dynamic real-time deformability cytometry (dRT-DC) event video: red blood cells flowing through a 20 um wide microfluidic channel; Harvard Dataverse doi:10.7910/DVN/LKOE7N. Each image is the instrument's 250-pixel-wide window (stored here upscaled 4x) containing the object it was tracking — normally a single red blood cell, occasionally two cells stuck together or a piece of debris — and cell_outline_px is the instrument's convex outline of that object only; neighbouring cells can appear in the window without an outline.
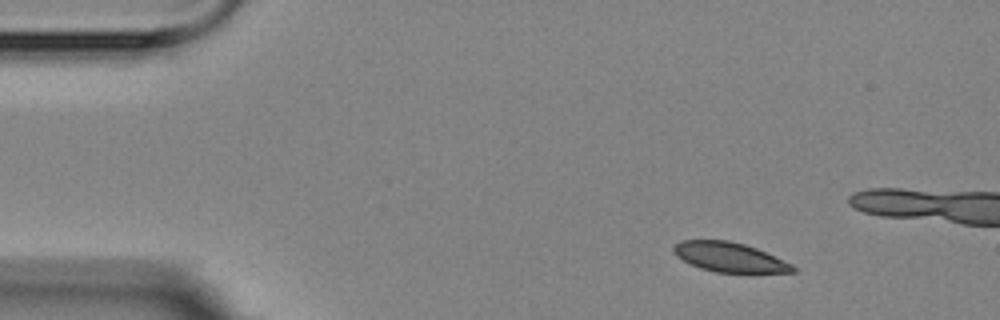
{"species": "Egyptian fruit bat (a non-hibernating species)", "species_latin": "Rousettus aegyptiacus", "temperature_condition": "room temperature", "stored_images_in_passage": 4, "camera_frame_rate_fps": 3000, "um_per_image_px": 0.085, "animal": {"sex": "female"}, "frame": {"image": 1, "passage_image": 1, "time_ms": 0.0, "image_size_px": [1000, 320], "cell_outline_px": [[796, 272], [752, 276], [748, 276], [716, 272], [700, 268], [676, 256], [672, 248], [680, 240], [728, 240], [744, 244], [756, 248], [792, 264], [796, 268]], "centroid_in_image_um": [62.11, 21.93], "position_along_channel_um": 22.9, "area_um2": 21.44}}